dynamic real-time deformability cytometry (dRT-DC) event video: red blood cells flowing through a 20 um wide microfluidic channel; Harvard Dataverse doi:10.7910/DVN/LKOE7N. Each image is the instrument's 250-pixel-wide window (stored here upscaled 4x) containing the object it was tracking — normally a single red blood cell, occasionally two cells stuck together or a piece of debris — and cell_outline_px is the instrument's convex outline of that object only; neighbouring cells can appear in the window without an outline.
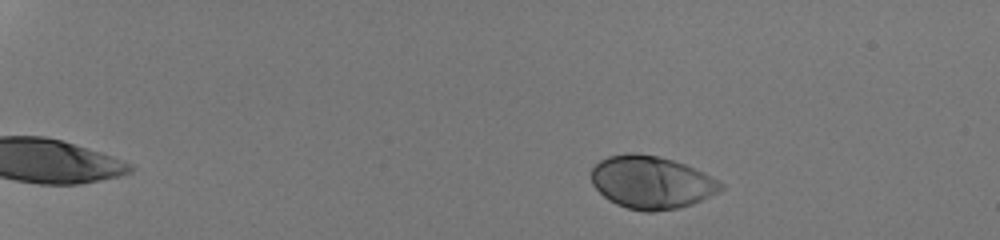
{"species": "human", "species_latin": "Homo sapiens", "temperature_condition": "room temperature", "stored_images_in_passage": 42, "camera_frame_rate_fps": 3000, "um_per_image_px": 0.085, "donor": {"sex": "male"}, "frame": {"image": 1, "passage_image": 3, "time_ms": 0.667, "image_size_px": [1000, 240], "cell_outline_px": [[724, 188], [692, 204], [680, 208], [652, 212], [644, 212], [628, 208], [616, 204], [608, 200], [592, 184], [592, 168], [600, 160], [608, 156], [628, 152], [636, 152], [656, 156], [672, 160], [684, 164], [704, 172], [724, 184]], "centroid_in_image_um": [55.35, 15.49], "position_along_channel_um": 29.6, "area_um2": 39.71}}
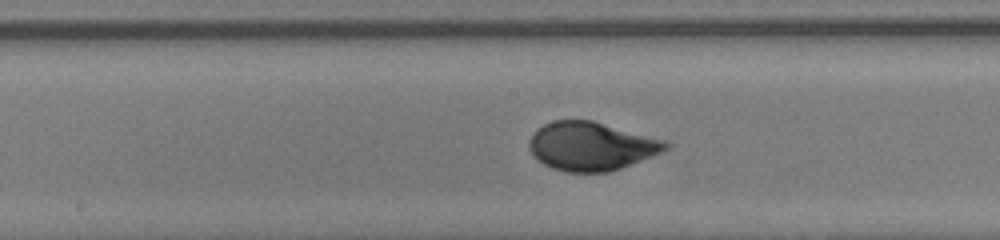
{"frame": {"image": 2, "passage_image": 25, "time_ms": 8.0, "image_size_px": [1000, 240], "cell_outline_px": [[672, 144], [664, 152], [620, 168], [608, 172], [568, 172], [552, 168], [536, 160], [532, 156], [528, 148], [528, 140], [532, 132], [536, 128], [552, 120], [592, 120], [664, 140]], "centroid_in_image_um": [50.21, 12.42], "position_along_channel_um": 198.0, "area_um2": 38.9}}
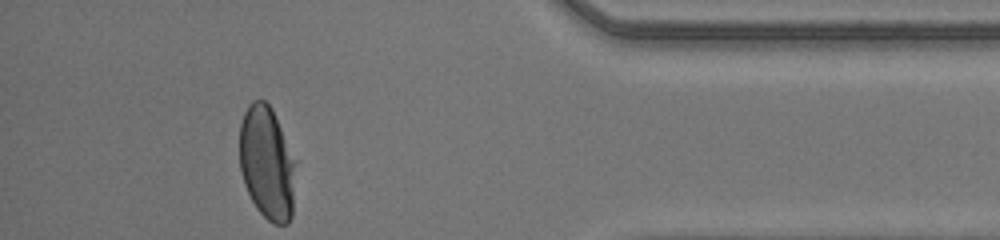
{"frame": {"image": 3, "passage_image": 42, "time_ms": 13.667, "image_size_px": [1000, 240], "cell_outline_px": [[296, 160], [292, 216], [288, 224], [272, 224], [256, 208], [244, 184], [240, 168], [240, 124], [244, 112], [248, 104], [252, 100], [264, 100], [272, 108]], "centroid_in_image_um": [22.7, 13.85], "position_along_channel_um": 412.5, "area_um2": 37.34}, "authors_computed_cell_mechanics": {"area_um2": 38.7838, "velocity_mm_per_s": 4.2469, "shape_relaxation_time_tau1_ms": 2.9155, "shape_relaxation_time_tau2_ms": null, "deformation_change_tau1": 0.1825, "deformation_change_tau2": null}}